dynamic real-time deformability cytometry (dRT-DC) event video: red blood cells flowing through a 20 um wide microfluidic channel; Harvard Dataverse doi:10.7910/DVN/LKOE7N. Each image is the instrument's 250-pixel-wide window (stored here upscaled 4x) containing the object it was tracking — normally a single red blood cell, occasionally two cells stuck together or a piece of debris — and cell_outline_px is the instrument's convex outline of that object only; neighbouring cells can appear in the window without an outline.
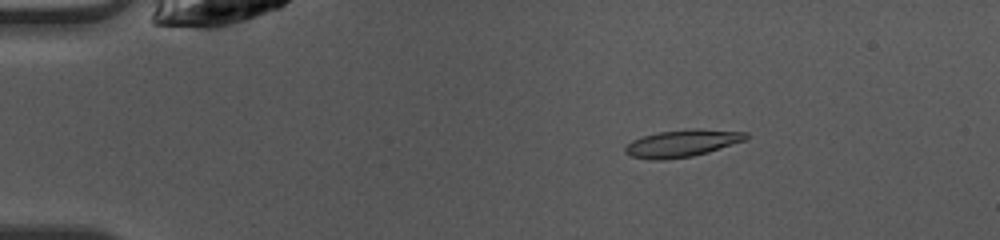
{"species": "common noctule bat (a hibernating species)", "species_latin": "Nyctalus noctula", "temperature_condition": "warm", "stored_images_in_passage": 47, "camera_frame_rate_fps": 3000, "um_per_image_px": 0.085, "animal": {"sex": "female", "body_mass_g": 10.0, "forearm_length_mm": 53.1}, "frame": {"image": 1, "passage_image": 6, "time_ms": 1.667, "image_size_px": [1000, 240], "cell_outline_px": [[748, 136], [744, 140], [708, 152], [692, 156], [664, 160], [652, 160], [632, 156], [624, 152], [624, 148], [632, 140], [656, 132], [692, 128], [696, 128], [748, 132]], "centroid_in_image_um": [57.96, 12.17], "position_along_channel_um": 27.0, "area_um2": 19.07}}
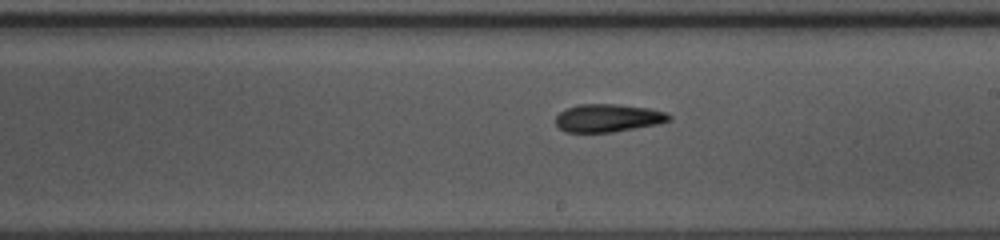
{"frame": {"image": 2, "passage_image": 26, "time_ms": 8.333, "image_size_px": [1000, 240], "cell_outline_px": [[672, 120], [660, 124], [612, 132], [564, 132], [556, 124], [556, 116], [560, 112], [576, 104], [620, 104], [652, 108], [668, 112], [672, 116]], "centroid_in_image_um": [51.75, 10.02], "position_along_channel_um": 237.2, "area_um2": 18.79}}
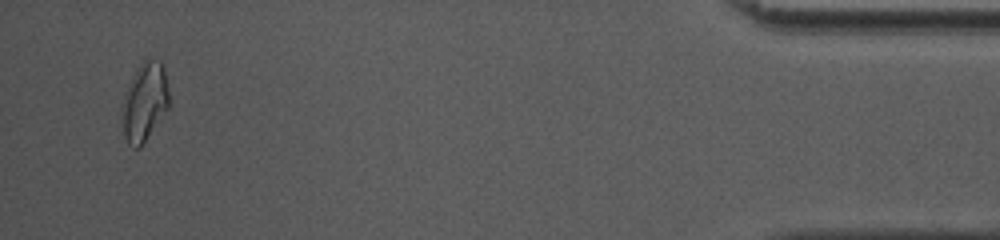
{"frame": {"image": 3, "passage_image": 45, "time_ms": 14.667, "image_size_px": [1000, 240], "cell_outline_px": [[168, 108], [140, 148], [132, 148], [128, 144], [124, 136], [120, 108], [136, 68], [144, 60], [160, 60], [164, 68], [168, 88]], "centroid_in_image_um": [12.27, 8.69], "position_along_channel_um": 422.9, "area_um2": 21.33}, "authors_computed_cell_mechanics": {"area_um2": 18.6694, "velocity_mm_per_s": 4.0617, "shape_relaxation_time_tau1_ms": 4.5344, "shape_relaxation_time_tau2_ms": 4.2948, "deformation_change_tau1": 0.1465, "deformation_change_tau2": 0.1017}}